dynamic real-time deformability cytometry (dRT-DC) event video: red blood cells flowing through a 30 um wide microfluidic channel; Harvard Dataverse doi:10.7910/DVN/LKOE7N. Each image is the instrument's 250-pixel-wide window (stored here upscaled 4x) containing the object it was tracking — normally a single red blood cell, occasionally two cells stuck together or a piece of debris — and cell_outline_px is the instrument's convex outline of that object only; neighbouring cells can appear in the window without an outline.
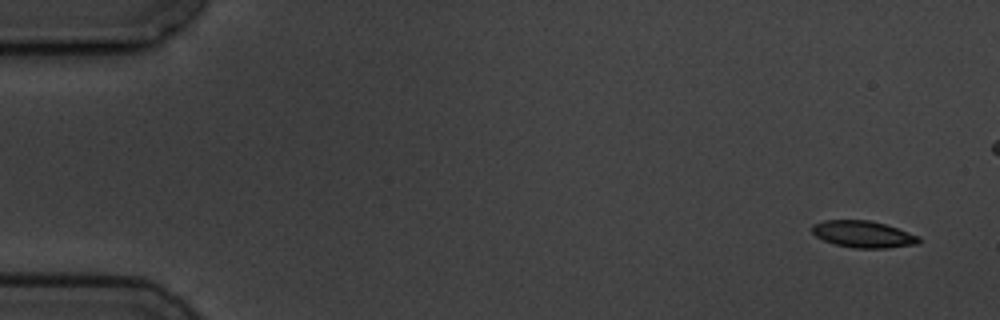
{"species": "common noctule bat (a hibernating species)", "species_latin": "Nyctalus noctula", "temperature_condition": "cold", "stored_images_in_passage": 7, "segment_of_instrument_passage": [1, 2], "camera_frame_rate_fps": 3000, "um_per_image_px": 0.085, "animal": {"sex": "male", "body_mass_g": 19.5, "forearm_length_mm": 54.6}, "frame": {"image": 1, "passage_image": 1, "time_ms": 0.0, "image_size_px": [1000, 320], "cell_outline_px": [[920, 244], [884, 248], [852, 248], [836, 244], [824, 240], [816, 236], [812, 232], [812, 224], [824, 220], [868, 220], [884, 224], [920, 236]], "centroid_in_image_um": [73.37, 19.91], "position_along_channel_um": 11.6, "area_um2": 16.59}}
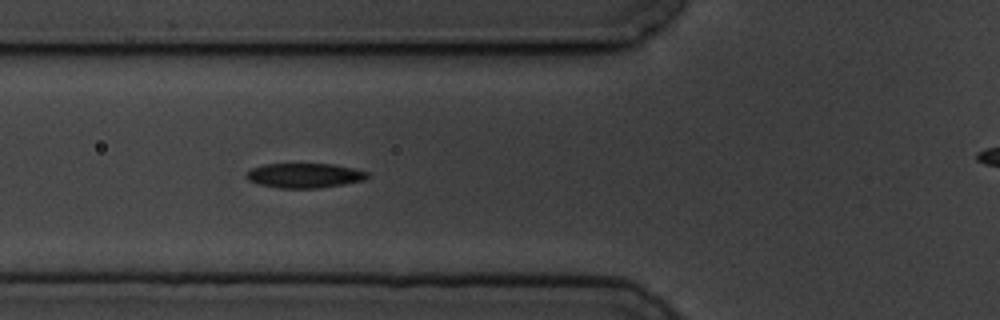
{"frame": {"image": 2, "passage_image": 6, "time_ms": 6.0, "image_size_px": [1000, 320], "cell_outline_px": [[368, 176], [364, 180], [344, 184], [320, 188], [280, 188], [260, 184], [248, 180], [244, 176], [244, 172], [252, 168], [264, 164], [332, 164], [352, 168], [368, 172]], "centroid_in_image_um": [25.84, 14.92], "position_along_channel_um": 100.0, "area_um2": 17.4}}